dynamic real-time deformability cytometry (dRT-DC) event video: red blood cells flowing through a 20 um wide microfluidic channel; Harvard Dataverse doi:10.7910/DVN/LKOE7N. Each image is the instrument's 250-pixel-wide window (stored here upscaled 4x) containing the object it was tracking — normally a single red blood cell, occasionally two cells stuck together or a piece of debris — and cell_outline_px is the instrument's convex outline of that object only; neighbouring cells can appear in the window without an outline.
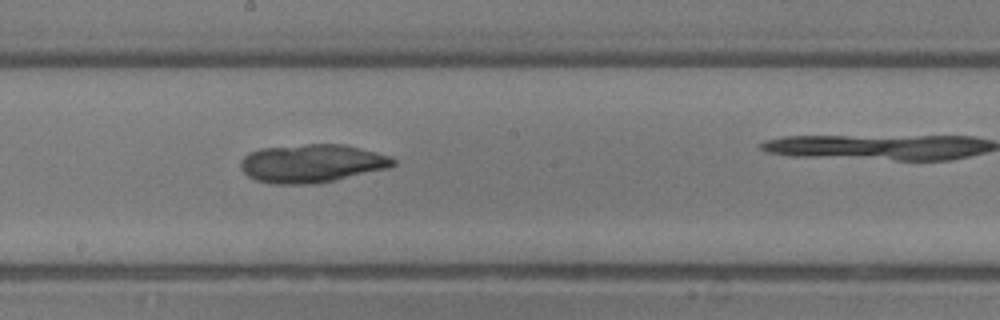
{"species": "common noctule bat (a hibernating species)", "species_latin": "Nyctalus noctula", "temperature_condition": "room temperature", "stored_images_in_passage": 23, "camera_frame_rate_fps": 3000, "um_per_image_px": 0.085, "animal": {"sex": "male", "body_mass_g": 13.3}, "frame": {"image": 1, "passage_image": 14, "time_ms": 4.333, "image_size_px": [1000, 320], "cell_outline_px": [[396, 164], [388, 168], [336, 180], [316, 184], [272, 184], [256, 180], [248, 176], [240, 168], [240, 160], [248, 152], [260, 148], [304, 144], [344, 144], [392, 156], [396, 160]], "centroid_in_image_um": [26.5, 13.89], "position_along_channel_um": 221.7, "area_um2": 34.39}}
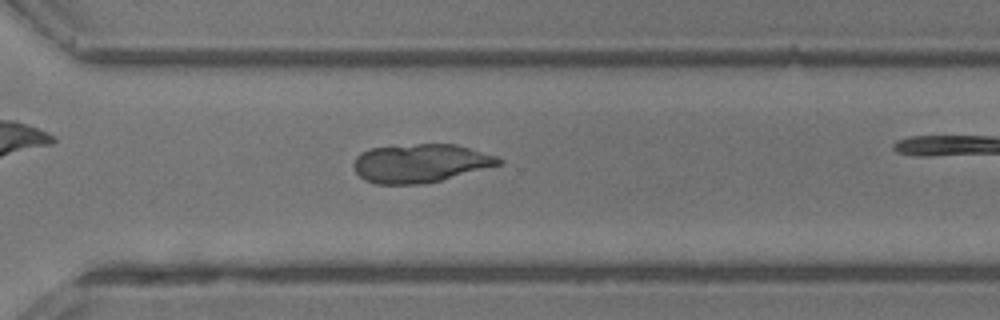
{"frame": {"image": 2, "passage_image": 20, "time_ms": 6.333, "image_size_px": [1000, 320], "cell_outline_px": [[504, 160], [500, 164], [440, 180], [424, 184], [376, 184], [364, 180], [356, 172], [352, 164], [356, 156], [360, 152], [372, 148], [416, 144], [456, 144], [496, 156]], "centroid_in_image_um": [35.68, 13.87], "position_along_channel_um": 334.9, "area_um2": 32.31}}